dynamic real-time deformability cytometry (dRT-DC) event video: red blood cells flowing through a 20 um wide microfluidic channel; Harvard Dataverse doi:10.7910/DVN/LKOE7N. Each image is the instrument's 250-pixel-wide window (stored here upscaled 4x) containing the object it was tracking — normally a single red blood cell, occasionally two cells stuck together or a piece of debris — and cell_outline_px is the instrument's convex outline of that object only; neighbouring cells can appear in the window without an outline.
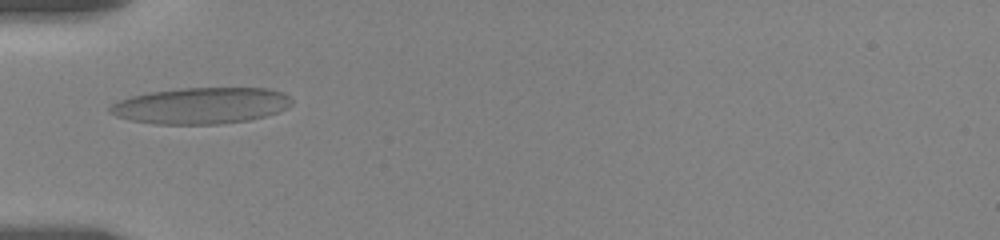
{"species": "human", "species_latin": "Homo sapiens", "temperature_condition": "room temperature", "stored_images_in_passage": 11, "camera_frame_rate_fps": 3000, "um_per_image_px": 0.085, "donor": {"sex": "female"}, "frame": {"image": 1, "passage_image": 10, "time_ms": 6.333, "image_size_px": [1000, 240], "cell_outline_px": [[292, 104], [288, 108], [280, 112], [248, 120], [216, 124], [156, 124], [132, 120], [116, 116], [108, 112], [108, 108], [112, 104], [120, 100], [132, 96], [148, 92], [180, 88], [268, 88], [284, 92], [292, 100]], "centroid_in_image_um": [17.11, 8.97], "position_along_channel_um": 67.9, "area_um2": 38.55}}